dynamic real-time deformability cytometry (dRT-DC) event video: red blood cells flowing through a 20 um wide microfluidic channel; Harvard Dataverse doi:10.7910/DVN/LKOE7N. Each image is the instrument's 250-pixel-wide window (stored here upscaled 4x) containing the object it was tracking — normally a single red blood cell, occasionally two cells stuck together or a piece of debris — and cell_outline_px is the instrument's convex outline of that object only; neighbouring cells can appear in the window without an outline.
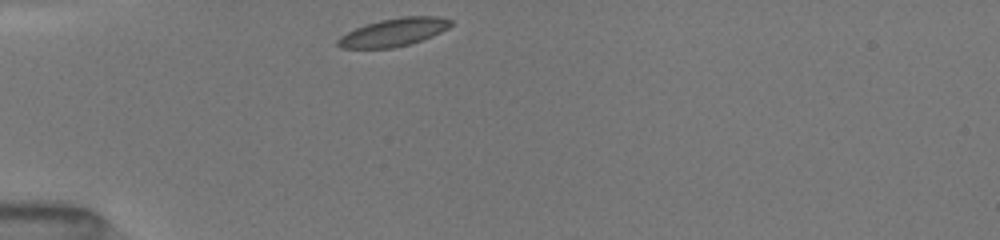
{"species": "common noctule bat (a hibernating species)", "species_latin": "Nyctalus noctula", "temperature_condition": "room temperature", "stored_images_in_passage": 2, "camera_frame_rate_fps": 3000, "um_per_image_px": 0.085, "animal": {"sex": "female", "body_mass_g": 19.5, "forearm_length_mm": 54.1}, "frame": {"image": 1, "passage_image": 1, "time_ms": 0.0, "image_size_px": [1000, 240], "cell_outline_px": [[452, 24], [448, 28], [432, 36], [408, 44], [392, 48], [340, 48], [336, 44], [336, 40], [340, 36], [356, 28], [380, 20], [404, 16], [440, 16], [452, 20]], "centroid_in_image_um": [33.46, 2.74], "position_along_channel_um": 51.5, "area_um2": 18.26}}